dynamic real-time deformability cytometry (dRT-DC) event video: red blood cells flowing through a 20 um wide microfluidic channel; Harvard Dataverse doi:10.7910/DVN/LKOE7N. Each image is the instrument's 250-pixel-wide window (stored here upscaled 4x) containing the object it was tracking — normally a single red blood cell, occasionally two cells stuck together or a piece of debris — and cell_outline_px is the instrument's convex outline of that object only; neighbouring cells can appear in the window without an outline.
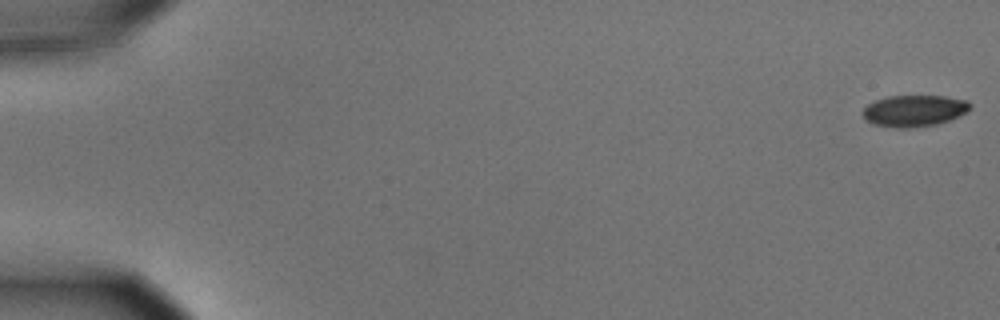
{"species": "common noctule bat (a hibernating species)", "species_latin": "Nyctalus noctula", "temperature_condition": "cold", "stored_images_in_passage": 58, "camera_frame_rate_fps": 3000, "um_per_image_px": 0.085, "animal": {"sex": "male", "body_mass_g": 15.6}, "frame": {"image": 1, "passage_image": 1, "time_ms": 0.0, "image_size_px": [1000, 320], "cell_outline_px": [[972, 104], [968, 112], [948, 120], [936, 124], [912, 128], [900, 128], [872, 124], [860, 112], [868, 104], [876, 100], [888, 96], [944, 96], [968, 100]], "centroid_in_image_um": [77.72, 9.41], "position_along_channel_um": 7.3, "area_um2": 19.71}}
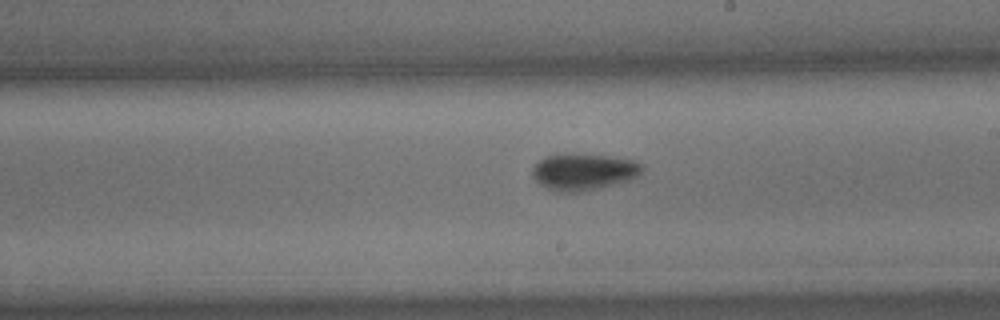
{"frame": {"image": 2, "passage_image": 34, "time_ms": 11.0, "image_size_px": [1000, 320], "cell_outline_px": [[644, 168], [636, 176], [628, 180], [600, 188], [580, 192], [556, 192], [540, 184], [532, 176], [532, 168], [544, 156], [564, 152], [572, 152], [612, 156], [632, 160], [644, 164]], "centroid_in_image_um": [49.58, 14.57], "position_along_channel_um": 239.4, "area_um2": 23.87}}
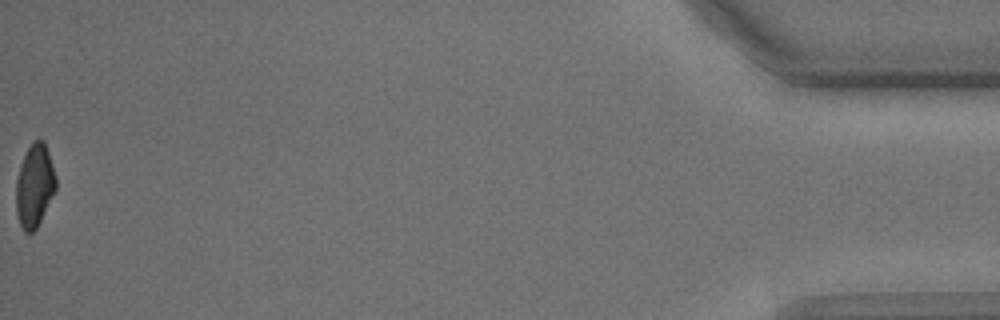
{"frame": {"image": 3, "passage_image": 58, "time_ms": 19.0, "image_size_px": [1000, 320], "cell_outline_px": [[56, 188], [36, 228], [32, 232], [24, 232], [20, 224], [16, 212], [16, 180], [20, 164], [32, 140], [44, 140], [56, 176]], "centroid_in_image_um": [2.92, 15.76], "position_along_channel_um": 432.3, "area_um2": 19.02}, "authors_computed_cell_mechanics": {"area_um2": 21.2126, "velocity_mm_per_s": 3.5436, "shape_relaxation_time_tau1_ms": 2.544, "shape_relaxation_time_tau2_ms": 7.6262, "deformation_change_tau1": 0.1092, "deformation_change_tau2": 0.0973}}